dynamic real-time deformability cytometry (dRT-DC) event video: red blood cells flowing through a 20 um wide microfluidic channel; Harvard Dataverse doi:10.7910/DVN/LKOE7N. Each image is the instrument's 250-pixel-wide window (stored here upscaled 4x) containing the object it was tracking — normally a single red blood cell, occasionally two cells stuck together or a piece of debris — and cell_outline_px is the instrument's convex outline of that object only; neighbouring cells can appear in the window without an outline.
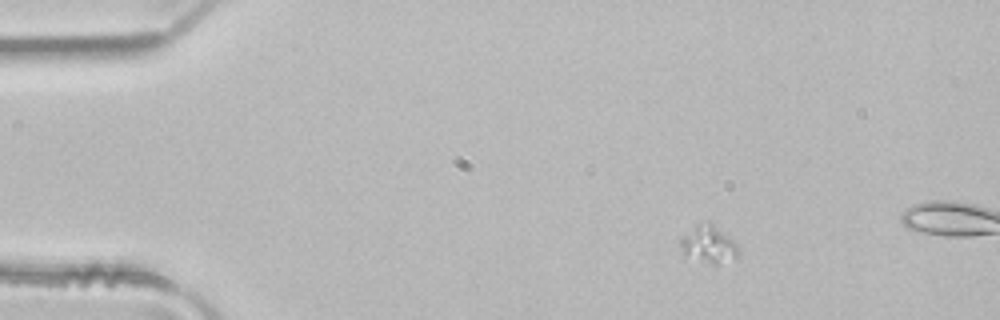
{"species": "common noctule bat (a hibernating species)", "species_latin": "Nyctalus noctula", "temperature_condition": "room temperature", "stored_images_in_passage": 3, "camera_frame_rate_fps": 3000, "um_per_image_px": 0.085, "animal": {"sex": "male", "body_mass_g": 21.5, "forearm_length_mm": 52.0}, "frame": {"image": 1, "passage_image": 2, "time_ms": 0.333, "image_size_px": [1000, 320], "cell_outline_px": [[740, 248], [736, 256], [716, 264], [684, 260], [680, 244], [680, 240], [696, 224], [708, 220], [712, 220]], "centroid_in_image_um": [60.17, 20.76], "position_along_channel_um": 24.8, "area_um2": 12.95}}